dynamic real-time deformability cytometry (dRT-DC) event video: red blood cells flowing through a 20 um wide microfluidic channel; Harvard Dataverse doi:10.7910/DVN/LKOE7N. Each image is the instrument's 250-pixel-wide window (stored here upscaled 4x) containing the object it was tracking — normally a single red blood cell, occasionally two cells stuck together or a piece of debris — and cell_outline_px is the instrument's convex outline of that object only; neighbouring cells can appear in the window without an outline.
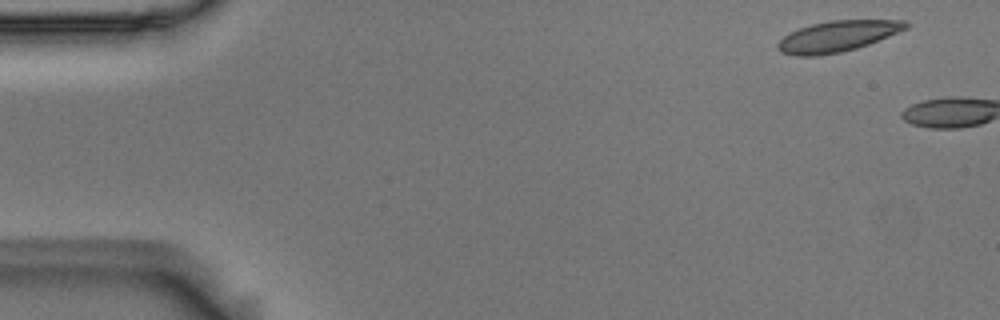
{"species": "Egyptian fruit bat (a non-hibernating species)", "species_latin": "Rousettus aegyptiacus", "temperature_condition": "room temperature", "stored_images_in_passage": 2, "camera_frame_rate_fps": 3000, "um_per_image_px": 0.085, "animal": {"sex": "male"}, "frame": {"image": 1, "passage_image": 1, "time_ms": 0.0, "image_size_px": [1000, 320], "cell_outline_px": [[912, 24], [908, 28], [868, 44], [856, 48], [840, 52], [816, 56], [796, 56], [780, 52], [776, 48], [776, 44], [784, 36], [800, 28], [812, 24], [828, 20], [908, 20]], "centroid_in_image_um": [71.2, 3.08], "position_along_channel_um": 13.8, "area_um2": 23.06}}